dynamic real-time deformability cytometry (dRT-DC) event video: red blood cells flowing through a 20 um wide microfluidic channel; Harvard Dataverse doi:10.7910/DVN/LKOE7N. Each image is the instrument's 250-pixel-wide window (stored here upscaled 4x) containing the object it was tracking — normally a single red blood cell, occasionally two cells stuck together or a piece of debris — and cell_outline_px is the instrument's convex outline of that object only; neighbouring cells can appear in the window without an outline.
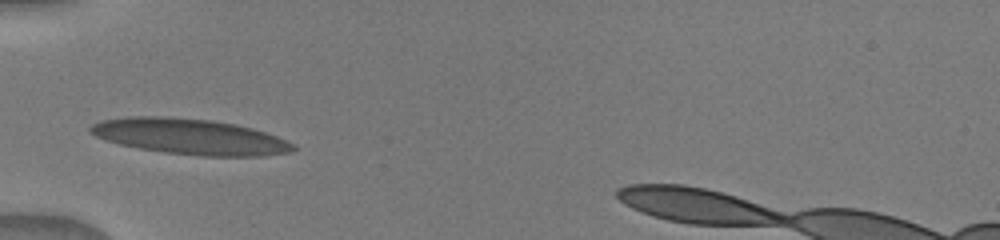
{"species": "human", "species_latin": "Homo sapiens", "temperature_condition": "warm", "stored_images_in_passage": 24, "camera_frame_rate_fps": 3000, "um_per_image_px": 0.085, "donor": {"sex": "male"}, "frame": {"image": 1, "passage_image": 1, "time_ms": 0.0, "image_size_px": [1000, 240], "cell_outline_px": [[296, 148], [292, 152], [264, 156], [200, 156], [164, 152], [140, 148], [120, 144], [96, 136], [88, 132], [88, 128], [92, 124], [100, 120], [128, 116], [164, 116], [212, 120], [236, 124], [252, 128], [276, 136], [292, 144]], "centroid_in_image_um": [16.12, 11.6], "position_along_channel_um": 68.9, "area_um2": 42.14}}